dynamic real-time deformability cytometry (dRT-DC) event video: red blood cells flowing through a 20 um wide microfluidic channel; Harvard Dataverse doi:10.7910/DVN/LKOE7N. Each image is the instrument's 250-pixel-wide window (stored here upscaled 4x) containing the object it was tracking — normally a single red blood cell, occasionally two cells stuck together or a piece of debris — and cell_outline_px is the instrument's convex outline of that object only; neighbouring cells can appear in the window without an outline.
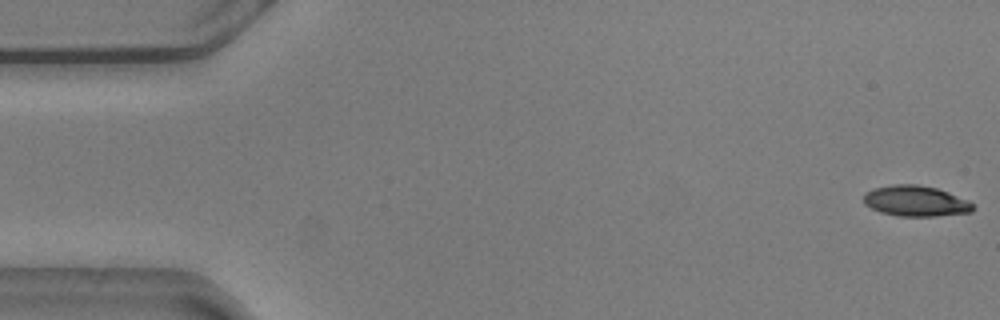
{"species": "common noctule bat (a hibernating species)", "species_latin": "Nyctalus noctula", "temperature_condition": "warm", "stored_images_in_passage": 11, "camera_frame_rate_fps": 3000, "um_per_image_px": 0.085, "animal": {"sex": "male", "body_mass_g": 20.5, "forearm_length_mm": 52.5}, "frame": {"image": 1, "passage_image": 1, "time_ms": 0.0, "image_size_px": [1000, 320], "cell_outline_px": [[976, 208], [972, 212], [936, 216], [896, 216], [880, 212], [864, 204], [864, 192], [872, 188], [892, 184], [916, 184], [936, 188], [948, 192], [968, 200], [976, 204]], "centroid_in_image_um": [77.84, 17.08], "position_along_channel_um": 7.2, "area_um2": 19.83}}